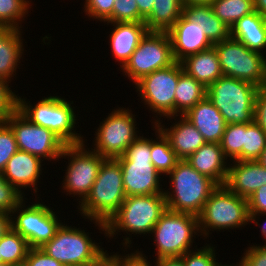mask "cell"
Returning a JSON list of instances; mask_svg holds the SVG:
<instances>
[{"mask_svg": "<svg viewBox=\"0 0 266 266\" xmlns=\"http://www.w3.org/2000/svg\"><path fill=\"white\" fill-rule=\"evenodd\" d=\"M14 132L19 150L26 151L41 160H58L65 143L51 130L31 123L18 109L6 120Z\"/></svg>", "mask_w": 266, "mask_h": 266, "instance_id": "cell-16", "label": "cell"}, {"mask_svg": "<svg viewBox=\"0 0 266 266\" xmlns=\"http://www.w3.org/2000/svg\"><path fill=\"white\" fill-rule=\"evenodd\" d=\"M139 10V22L144 20L151 14L154 0H136Z\"/></svg>", "mask_w": 266, "mask_h": 266, "instance_id": "cell-47", "label": "cell"}, {"mask_svg": "<svg viewBox=\"0 0 266 266\" xmlns=\"http://www.w3.org/2000/svg\"><path fill=\"white\" fill-rule=\"evenodd\" d=\"M11 215H14L11 217L12 228L27 240L30 248H40L55 236L63 224L51 207L38 201L25 206L23 199Z\"/></svg>", "mask_w": 266, "mask_h": 266, "instance_id": "cell-15", "label": "cell"}, {"mask_svg": "<svg viewBox=\"0 0 266 266\" xmlns=\"http://www.w3.org/2000/svg\"><path fill=\"white\" fill-rule=\"evenodd\" d=\"M122 169V181L126 196L164 193L160 184L161 174L151 162V139L139 135L126 149L123 156L116 158Z\"/></svg>", "mask_w": 266, "mask_h": 266, "instance_id": "cell-5", "label": "cell"}, {"mask_svg": "<svg viewBox=\"0 0 266 266\" xmlns=\"http://www.w3.org/2000/svg\"><path fill=\"white\" fill-rule=\"evenodd\" d=\"M26 262L28 266H64L40 248H30L27 253Z\"/></svg>", "mask_w": 266, "mask_h": 266, "instance_id": "cell-44", "label": "cell"}, {"mask_svg": "<svg viewBox=\"0 0 266 266\" xmlns=\"http://www.w3.org/2000/svg\"><path fill=\"white\" fill-rule=\"evenodd\" d=\"M162 120L154 119V124L168 139L172 150L179 160H186L206 142L198 129L184 115L179 116L170 128L161 124Z\"/></svg>", "mask_w": 266, "mask_h": 266, "instance_id": "cell-19", "label": "cell"}, {"mask_svg": "<svg viewBox=\"0 0 266 266\" xmlns=\"http://www.w3.org/2000/svg\"><path fill=\"white\" fill-rule=\"evenodd\" d=\"M0 266H11V265L7 263H0Z\"/></svg>", "mask_w": 266, "mask_h": 266, "instance_id": "cell-56", "label": "cell"}, {"mask_svg": "<svg viewBox=\"0 0 266 266\" xmlns=\"http://www.w3.org/2000/svg\"><path fill=\"white\" fill-rule=\"evenodd\" d=\"M9 82L0 78V124L17 109V96L9 87Z\"/></svg>", "mask_w": 266, "mask_h": 266, "instance_id": "cell-41", "label": "cell"}, {"mask_svg": "<svg viewBox=\"0 0 266 266\" xmlns=\"http://www.w3.org/2000/svg\"><path fill=\"white\" fill-rule=\"evenodd\" d=\"M174 62L168 32L148 31L121 69L135 84L145 75L168 67Z\"/></svg>", "mask_w": 266, "mask_h": 266, "instance_id": "cell-12", "label": "cell"}, {"mask_svg": "<svg viewBox=\"0 0 266 266\" xmlns=\"http://www.w3.org/2000/svg\"><path fill=\"white\" fill-rule=\"evenodd\" d=\"M266 147V133L253 121L244 123L242 161L257 160Z\"/></svg>", "mask_w": 266, "mask_h": 266, "instance_id": "cell-34", "label": "cell"}, {"mask_svg": "<svg viewBox=\"0 0 266 266\" xmlns=\"http://www.w3.org/2000/svg\"><path fill=\"white\" fill-rule=\"evenodd\" d=\"M11 217H12L11 213L0 211V239L12 227Z\"/></svg>", "mask_w": 266, "mask_h": 266, "instance_id": "cell-48", "label": "cell"}, {"mask_svg": "<svg viewBox=\"0 0 266 266\" xmlns=\"http://www.w3.org/2000/svg\"><path fill=\"white\" fill-rule=\"evenodd\" d=\"M167 32L172 43L173 57L179 63L188 56L213 47L198 22L191 21L184 13Z\"/></svg>", "mask_w": 266, "mask_h": 266, "instance_id": "cell-17", "label": "cell"}, {"mask_svg": "<svg viewBox=\"0 0 266 266\" xmlns=\"http://www.w3.org/2000/svg\"><path fill=\"white\" fill-rule=\"evenodd\" d=\"M244 144V123L227 124L220 141L224 156L228 160L242 161V147ZM231 158V159H230Z\"/></svg>", "mask_w": 266, "mask_h": 266, "instance_id": "cell-35", "label": "cell"}, {"mask_svg": "<svg viewBox=\"0 0 266 266\" xmlns=\"http://www.w3.org/2000/svg\"><path fill=\"white\" fill-rule=\"evenodd\" d=\"M253 121L266 133V86L257 91Z\"/></svg>", "mask_w": 266, "mask_h": 266, "instance_id": "cell-43", "label": "cell"}, {"mask_svg": "<svg viewBox=\"0 0 266 266\" xmlns=\"http://www.w3.org/2000/svg\"><path fill=\"white\" fill-rule=\"evenodd\" d=\"M249 215L266 214V185H262L248 198Z\"/></svg>", "mask_w": 266, "mask_h": 266, "instance_id": "cell-45", "label": "cell"}, {"mask_svg": "<svg viewBox=\"0 0 266 266\" xmlns=\"http://www.w3.org/2000/svg\"><path fill=\"white\" fill-rule=\"evenodd\" d=\"M91 266H120V263L106 251L94 264Z\"/></svg>", "mask_w": 266, "mask_h": 266, "instance_id": "cell-50", "label": "cell"}, {"mask_svg": "<svg viewBox=\"0 0 266 266\" xmlns=\"http://www.w3.org/2000/svg\"><path fill=\"white\" fill-rule=\"evenodd\" d=\"M200 234L198 216L166 210L153 227L156 260L181 257L193 247L195 235ZM194 237V238H193Z\"/></svg>", "mask_w": 266, "mask_h": 266, "instance_id": "cell-8", "label": "cell"}, {"mask_svg": "<svg viewBox=\"0 0 266 266\" xmlns=\"http://www.w3.org/2000/svg\"><path fill=\"white\" fill-rule=\"evenodd\" d=\"M112 22H139L136 0H116L112 12Z\"/></svg>", "mask_w": 266, "mask_h": 266, "instance_id": "cell-40", "label": "cell"}, {"mask_svg": "<svg viewBox=\"0 0 266 266\" xmlns=\"http://www.w3.org/2000/svg\"><path fill=\"white\" fill-rule=\"evenodd\" d=\"M73 101L59 96L44 97L38 103L30 104L25 98L17 96V109L33 124L51 130L66 145L85 142L80 133L75 132L78 119ZM84 140V141H83Z\"/></svg>", "mask_w": 266, "mask_h": 266, "instance_id": "cell-4", "label": "cell"}, {"mask_svg": "<svg viewBox=\"0 0 266 266\" xmlns=\"http://www.w3.org/2000/svg\"><path fill=\"white\" fill-rule=\"evenodd\" d=\"M231 162L233 164L228 165L224 185L233 193L248 199L262 185H266V168L256 160Z\"/></svg>", "mask_w": 266, "mask_h": 266, "instance_id": "cell-20", "label": "cell"}, {"mask_svg": "<svg viewBox=\"0 0 266 266\" xmlns=\"http://www.w3.org/2000/svg\"><path fill=\"white\" fill-rule=\"evenodd\" d=\"M180 63L183 71L202 83L206 88L223 76L219 58L214 47L188 56Z\"/></svg>", "mask_w": 266, "mask_h": 266, "instance_id": "cell-25", "label": "cell"}, {"mask_svg": "<svg viewBox=\"0 0 266 266\" xmlns=\"http://www.w3.org/2000/svg\"><path fill=\"white\" fill-rule=\"evenodd\" d=\"M11 266H28L26 260L20 263L12 264Z\"/></svg>", "mask_w": 266, "mask_h": 266, "instance_id": "cell-55", "label": "cell"}, {"mask_svg": "<svg viewBox=\"0 0 266 266\" xmlns=\"http://www.w3.org/2000/svg\"><path fill=\"white\" fill-rule=\"evenodd\" d=\"M166 210L164 193L126 196L118 212L106 224L104 235L113 238L117 232L122 231L124 234L126 232L129 236H123L124 242H122L126 250L132 244L130 235H149Z\"/></svg>", "mask_w": 266, "mask_h": 266, "instance_id": "cell-2", "label": "cell"}, {"mask_svg": "<svg viewBox=\"0 0 266 266\" xmlns=\"http://www.w3.org/2000/svg\"><path fill=\"white\" fill-rule=\"evenodd\" d=\"M84 143L65 145L60 156L69 160L62 181L63 190L68 192L69 196L72 194L73 197L77 196L80 200L78 204L89 195L105 159L92 149H87Z\"/></svg>", "mask_w": 266, "mask_h": 266, "instance_id": "cell-11", "label": "cell"}, {"mask_svg": "<svg viewBox=\"0 0 266 266\" xmlns=\"http://www.w3.org/2000/svg\"><path fill=\"white\" fill-rule=\"evenodd\" d=\"M110 45L112 54L116 61L120 62L122 68L136 50L140 40L148 32L144 22H112Z\"/></svg>", "mask_w": 266, "mask_h": 266, "instance_id": "cell-23", "label": "cell"}, {"mask_svg": "<svg viewBox=\"0 0 266 266\" xmlns=\"http://www.w3.org/2000/svg\"><path fill=\"white\" fill-rule=\"evenodd\" d=\"M125 198L120 162L105 158L89 195L77 207L84 219L95 222L97 229L106 233V224L118 212Z\"/></svg>", "mask_w": 266, "mask_h": 266, "instance_id": "cell-1", "label": "cell"}, {"mask_svg": "<svg viewBox=\"0 0 266 266\" xmlns=\"http://www.w3.org/2000/svg\"><path fill=\"white\" fill-rule=\"evenodd\" d=\"M123 255H118L117 252L112 254V256L120 263V266H152V264L146 259V255H143L142 251L136 250L134 253L132 252ZM154 266H156V264H154Z\"/></svg>", "mask_w": 266, "mask_h": 266, "instance_id": "cell-46", "label": "cell"}, {"mask_svg": "<svg viewBox=\"0 0 266 266\" xmlns=\"http://www.w3.org/2000/svg\"><path fill=\"white\" fill-rule=\"evenodd\" d=\"M31 6L30 0H0V28H22Z\"/></svg>", "mask_w": 266, "mask_h": 266, "instance_id": "cell-33", "label": "cell"}, {"mask_svg": "<svg viewBox=\"0 0 266 266\" xmlns=\"http://www.w3.org/2000/svg\"><path fill=\"white\" fill-rule=\"evenodd\" d=\"M0 263H2V256H1V252H0Z\"/></svg>", "mask_w": 266, "mask_h": 266, "instance_id": "cell-57", "label": "cell"}, {"mask_svg": "<svg viewBox=\"0 0 266 266\" xmlns=\"http://www.w3.org/2000/svg\"><path fill=\"white\" fill-rule=\"evenodd\" d=\"M155 261L156 266H185L182 257H164Z\"/></svg>", "mask_w": 266, "mask_h": 266, "instance_id": "cell-49", "label": "cell"}, {"mask_svg": "<svg viewBox=\"0 0 266 266\" xmlns=\"http://www.w3.org/2000/svg\"><path fill=\"white\" fill-rule=\"evenodd\" d=\"M15 135L11 127L5 122L0 124V173L6 167L9 159L18 151Z\"/></svg>", "mask_w": 266, "mask_h": 266, "instance_id": "cell-37", "label": "cell"}, {"mask_svg": "<svg viewBox=\"0 0 266 266\" xmlns=\"http://www.w3.org/2000/svg\"><path fill=\"white\" fill-rule=\"evenodd\" d=\"M24 196L0 173V211L11 213L23 199H26Z\"/></svg>", "mask_w": 266, "mask_h": 266, "instance_id": "cell-39", "label": "cell"}, {"mask_svg": "<svg viewBox=\"0 0 266 266\" xmlns=\"http://www.w3.org/2000/svg\"><path fill=\"white\" fill-rule=\"evenodd\" d=\"M128 108L114 109L105 120L100 122L93 143V151L104 158L123 156L128 146L139 136L135 127V115Z\"/></svg>", "mask_w": 266, "mask_h": 266, "instance_id": "cell-13", "label": "cell"}, {"mask_svg": "<svg viewBox=\"0 0 266 266\" xmlns=\"http://www.w3.org/2000/svg\"><path fill=\"white\" fill-rule=\"evenodd\" d=\"M80 227L62 224L40 249L64 266H91L106 251Z\"/></svg>", "mask_w": 266, "mask_h": 266, "instance_id": "cell-9", "label": "cell"}, {"mask_svg": "<svg viewBox=\"0 0 266 266\" xmlns=\"http://www.w3.org/2000/svg\"><path fill=\"white\" fill-rule=\"evenodd\" d=\"M258 87L233 77L221 76L207 88V97L227 124L252 123Z\"/></svg>", "mask_w": 266, "mask_h": 266, "instance_id": "cell-7", "label": "cell"}, {"mask_svg": "<svg viewBox=\"0 0 266 266\" xmlns=\"http://www.w3.org/2000/svg\"><path fill=\"white\" fill-rule=\"evenodd\" d=\"M213 0H182L183 6L191 4L211 5Z\"/></svg>", "mask_w": 266, "mask_h": 266, "instance_id": "cell-53", "label": "cell"}, {"mask_svg": "<svg viewBox=\"0 0 266 266\" xmlns=\"http://www.w3.org/2000/svg\"><path fill=\"white\" fill-rule=\"evenodd\" d=\"M184 116L198 129L206 143H220L227 123L207 96Z\"/></svg>", "mask_w": 266, "mask_h": 266, "instance_id": "cell-21", "label": "cell"}, {"mask_svg": "<svg viewBox=\"0 0 266 266\" xmlns=\"http://www.w3.org/2000/svg\"><path fill=\"white\" fill-rule=\"evenodd\" d=\"M186 161L203 174L213 180L217 185H224L228 167L227 158L223 154L220 143H205L191 154Z\"/></svg>", "mask_w": 266, "mask_h": 266, "instance_id": "cell-22", "label": "cell"}, {"mask_svg": "<svg viewBox=\"0 0 266 266\" xmlns=\"http://www.w3.org/2000/svg\"><path fill=\"white\" fill-rule=\"evenodd\" d=\"M21 30L0 28V78L9 83L12 81L11 78L16 75L24 52Z\"/></svg>", "mask_w": 266, "mask_h": 266, "instance_id": "cell-26", "label": "cell"}, {"mask_svg": "<svg viewBox=\"0 0 266 266\" xmlns=\"http://www.w3.org/2000/svg\"><path fill=\"white\" fill-rule=\"evenodd\" d=\"M116 0H85L84 12L92 19L112 23V12Z\"/></svg>", "mask_w": 266, "mask_h": 266, "instance_id": "cell-38", "label": "cell"}, {"mask_svg": "<svg viewBox=\"0 0 266 266\" xmlns=\"http://www.w3.org/2000/svg\"><path fill=\"white\" fill-rule=\"evenodd\" d=\"M178 83V62L145 75L134 85L147 108L164 117L175 119V89Z\"/></svg>", "mask_w": 266, "mask_h": 266, "instance_id": "cell-14", "label": "cell"}, {"mask_svg": "<svg viewBox=\"0 0 266 266\" xmlns=\"http://www.w3.org/2000/svg\"><path fill=\"white\" fill-rule=\"evenodd\" d=\"M39 157L26 151L18 150L7 162L3 178L24 195L21 188H33V193L37 191L39 177L42 174V162Z\"/></svg>", "mask_w": 266, "mask_h": 266, "instance_id": "cell-18", "label": "cell"}, {"mask_svg": "<svg viewBox=\"0 0 266 266\" xmlns=\"http://www.w3.org/2000/svg\"><path fill=\"white\" fill-rule=\"evenodd\" d=\"M172 191H164L167 209L198 216L211 192L218 186L186 160H179L168 174Z\"/></svg>", "mask_w": 266, "mask_h": 266, "instance_id": "cell-3", "label": "cell"}, {"mask_svg": "<svg viewBox=\"0 0 266 266\" xmlns=\"http://www.w3.org/2000/svg\"><path fill=\"white\" fill-rule=\"evenodd\" d=\"M183 13L191 21L198 22L213 45L230 37V27L214 14L211 5L191 4L183 6Z\"/></svg>", "mask_w": 266, "mask_h": 266, "instance_id": "cell-27", "label": "cell"}, {"mask_svg": "<svg viewBox=\"0 0 266 266\" xmlns=\"http://www.w3.org/2000/svg\"><path fill=\"white\" fill-rule=\"evenodd\" d=\"M224 76L266 86V58L264 53L250 50L232 37L213 45Z\"/></svg>", "mask_w": 266, "mask_h": 266, "instance_id": "cell-10", "label": "cell"}, {"mask_svg": "<svg viewBox=\"0 0 266 266\" xmlns=\"http://www.w3.org/2000/svg\"><path fill=\"white\" fill-rule=\"evenodd\" d=\"M214 14L228 27H232L243 16L255 11L253 0H213Z\"/></svg>", "mask_w": 266, "mask_h": 266, "instance_id": "cell-31", "label": "cell"}, {"mask_svg": "<svg viewBox=\"0 0 266 266\" xmlns=\"http://www.w3.org/2000/svg\"><path fill=\"white\" fill-rule=\"evenodd\" d=\"M182 13V0H154L152 12L144 23L148 31L167 32Z\"/></svg>", "mask_w": 266, "mask_h": 266, "instance_id": "cell-29", "label": "cell"}, {"mask_svg": "<svg viewBox=\"0 0 266 266\" xmlns=\"http://www.w3.org/2000/svg\"><path fill=\"white\" fill-rule=\"evenodd\" d=\"M261 166L266 168V147L264 148L262 154L256 160Z\"/></svg>", "mask_w": 266, "mask_h": 266, "instance_id": "cell-54", "label": "cell"}, {"mask_svg": "<svg viewBox=\"0 0 266 266\" xmlns=\"http://www.w3.org/2000/svg\"><path fill=\"white\" fill-rule=\"evenodd\" d=\"M207 95V88L183 71L178 62V83L175 89V116L184 115Z\"/></svg>", "mask_w": 266, "mask_h": 266, "instance_id": "cell-28", "label": "cell"}, {"mask_svg": "<svg viewBox=\"0 0 266 266\" xmlns=\"http://www.w3.org/2000/svg\"><path fill=\"white\" fill-rule=\"evenodd\" d=\"M29 249L27 240L12 227L0 239L2 263L12 265L25 261Z\"/></svg>", "mask_w": 266, "mask_h": 266, "instance_id": "cell-32", "label": "cell"}, {"mask_svg": "<svg viewBox=\"0 0 266 266\" xmlns=\"http://www.w3.org/2000/svg\"><path fill=\"white\" fill-rule=\"evenodd\" d=\"M215 247L206 243L201 249L187 251L183 256L185 266H226L216 261Z\"/></svg>", "mask_w": 266, "mask_h": 266, "instance_id": "cell-36", "label": "cell"}, {"mask_svg": "<svg viewBox=\"0 0 266 266\" xmlns=\"http://www.w3.org/2000/svg\"><path fill=\"white\" fill-rule=\"evenodd\" d=\"M230 37L250 50L263 53L261 51L266 49V17L257 11L243 16L230 28Z\"/></svg>", "mask_w": 266, "mask_h": 266, "instance_id": "cell-24", "label": "cell"}, {"mask_svg": "<svg viewBox=\"0 0 266 266\" xmlns=\"http://www.w3.org/2000/svg\"><path fill=\"white\" fill-rule=\"evenodd\" d=\"M254 9L260 13L263 17H266V0H253Z\"/></svg>", "mask_w": 266, "mask_h": 266, "instance_id": "cell-52", "label": "cell"}, {"mask_svg": "<svg viewBox=\"0 0 266 266\" xmlns=\"http://www.w3.org/2000/svg\"><path fill=\"white\" fill-rule=\"evenodd\" d=\"M153 128L155 135L157 134L155 136L157 141L151 139V162L161 175H168L179 159L164 134L156 126Z\"/></svg>", "mask_w": 266, "mask_h": 266, "instance_id": "cell-30", "label": "cell"}, {"mask_svg": "<svg viewBox=\"0 0 266 266\" xmlns=\"http://www.w3.org/2000/svg\"><path fill=\"white\" fill-rule=\"evenodd\" d=\"M248 199L233 193L225 185H218L198 215L200 236L205 239L210 231L242 228L249 224Z\"/></svg>", "mask_w": 266, "mask_h": 266, "instance_id": "cell-6", "label": "cell"}, {"mask_svg": "<svg viewBox=\"0 0 266 266\" xmlns=\"http://www.w3.org/2000/svg\"><path fill=\"white\" fill-rule=\"evenodd\" d=\"M266 214H258V215H249L250 217V223H253L256 224V225H259L261 227V236L264 238V240H266V221L264 222V224L261 226L257 221L260 217L259 216H264ZM257 218V219H256Z\"/></svg>", "mask_w": 266, "mask_h": 266, "instance_id": "cell-51", "label": "cell"}, {"mask_svg": "<svg viewBox=\"0 0 266 266\" xmlns=\"http://www.w3.org/2000/svg\"><path fill=\"white\" fill-rule=\"evenodd\" d=\"M245 249L243 257L235 266H266V244L263 246L256 244Z\"/></svg>", "mask_w": 266, "mask_h": 266, "instance_id": "cell-42", "label": "cell"}]
</instances>
